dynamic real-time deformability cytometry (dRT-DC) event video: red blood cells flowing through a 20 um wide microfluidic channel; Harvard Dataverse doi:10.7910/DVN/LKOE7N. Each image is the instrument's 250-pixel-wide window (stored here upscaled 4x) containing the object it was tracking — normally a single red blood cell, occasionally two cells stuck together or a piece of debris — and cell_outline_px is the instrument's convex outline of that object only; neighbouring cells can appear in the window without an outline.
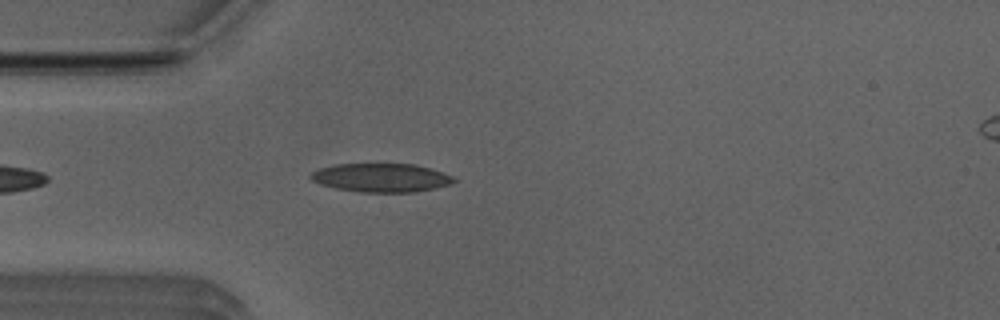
{"species": "Egyptian fruit bat (a non-hibernating species)", "species_latin": "Rousettus aegyptiacus", "temperature_condition": "room temperature", "stored_images_in_passage": 41, "camera_frame_rate_fps": 3000, "um_per_image_px": 0.085, "animal": {"sex": "male"}, "frame": {"image": 1, "passage_image": 4, "time_ms": 1.0, "image_size_px": [1000, 320], "cell_outline_px": [[456, 180], [452, 184], [436, 188], [416, 192], [360, 192], [336, 188], [320, 184], [312, 180], [308, 176], [312, 172], [320, 168], [336, 164], [416, 164], [432, 168], [452, 176]], "centroid_in_image_um": [32.42, 15.1], "position_along_channel_um": 52.6, "area_um2": 23.99}}
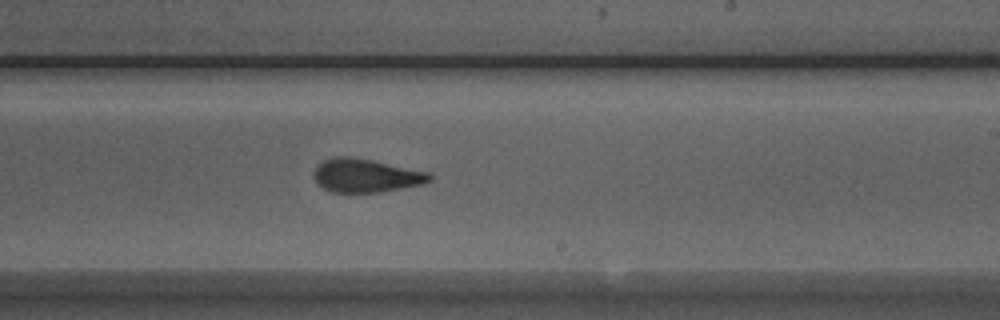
{"frame": {"image": 2, "passage_image": 20, "time_ms": 6.333, "image_size_px": [1000, 320], "cell_outline_px": [[432, 180], [424, 184], [380, 192], [332, 192], [316, 184], [312, 176], [312, 172], [324, 160], [332, 156], [348, 156], [372, 160], [432, 172]], "centroid_in_image_um": [31.11, 14.92], "position_along_channel_um": 257.9, "area_um2": 22.89}}
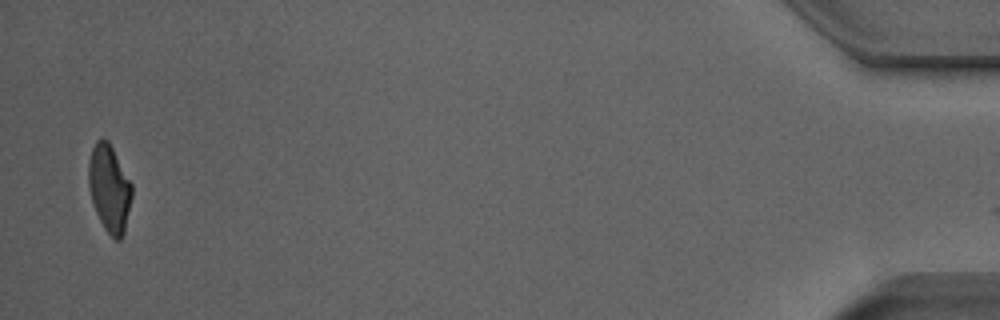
{"frame": {"image": 3, "passage_image": 40, "time_ms": 13.0, "image_size_px": [1000, 320], "cell_outline_px": [[132, 196], [124, 232], [120, 240], [116, 240], [104, 228], [96, 212], [88, 188], [88, 160], [92, 148], [96, 140], [108, 140], [132, 184]], "centroid_in_image_um": [9.28, 16.0], "position_along_channel_um": 425.9, "area_um2": 21.85}, "authors_computed_cell_mechanics": {"area_um2": 23.0622, "velocity_mm_per_s": 3.9687, "shape_relaxation_time_tau1_ms": 7.1612, "shape_relaxation_time_tau2_ms": 1.4003, "deformation_change_tau1": 0.2039, "deformation_change_tau2": 0.0997}}